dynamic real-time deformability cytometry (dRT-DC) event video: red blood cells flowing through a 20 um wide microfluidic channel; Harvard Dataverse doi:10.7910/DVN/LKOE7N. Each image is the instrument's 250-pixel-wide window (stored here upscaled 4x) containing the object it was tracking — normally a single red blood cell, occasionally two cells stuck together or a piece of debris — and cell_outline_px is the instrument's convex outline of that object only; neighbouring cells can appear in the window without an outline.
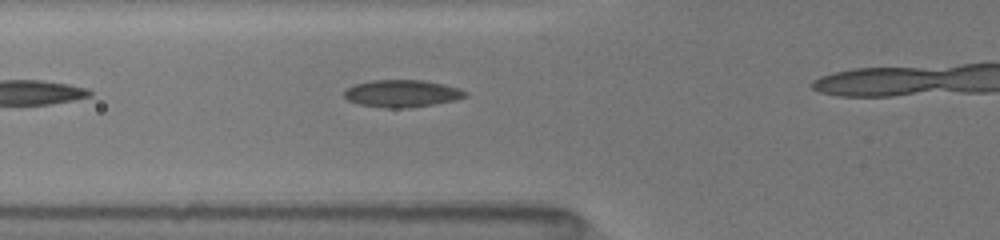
{"species": "common noctule bat (a hibernating species)", "species_latin": "Nyctalus noctula", "temperature_condition": "room temperature", "stored_images_in_passage": 19, "camera_frame_rate_fps": 3000, "um_per_image_px": 0.085, "animal": {"sex": "female", "body_mass_g": 19.5, "forearm_length_mm": 54.1}, "frame": {"image": 1, "passage_image": 2, "time_ms": 0.333, "image_size_px": [1000, 240], "cell_outline_px": [[468, 96], [456, 100], [436, 104], [404, 108], [384, 108], [360, 104], [348, 100], [344, 96], [344, 92], [348, 88], [356, 84], [372, 80], [424, 80], [444, 84], [460, 88], [468, 92]], "centroid_in_image_um": [34.23, 7.95], "position_along_channel_um": 91.6, "area_um2": 19.31}}
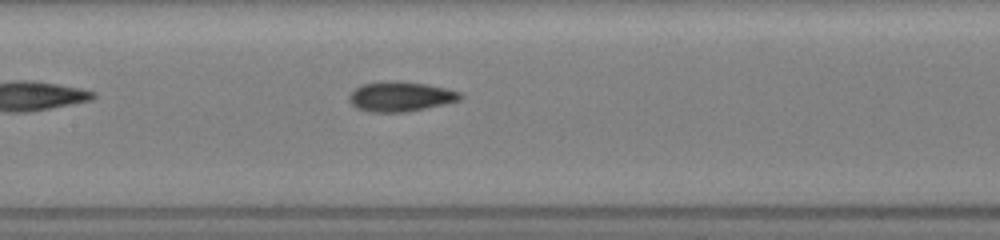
{"frame": {"image": 2, "passage_image": 8, "time_ms": 2.333, "image_size_px": [1000, 240], "cell_outline_px": [[464, 96], [460, 100], [424, 108], [404, 112], [368, 112], [356, 108], [348, 100], [348, 96], [356, 88], [364, 84], [396, 80], [424, 84], [444, 88], [460, 92]], "centroid_in_image_um": [34.02, 8.21], "position_along_channel_um": 173.4, "area_um2": 19.07}}
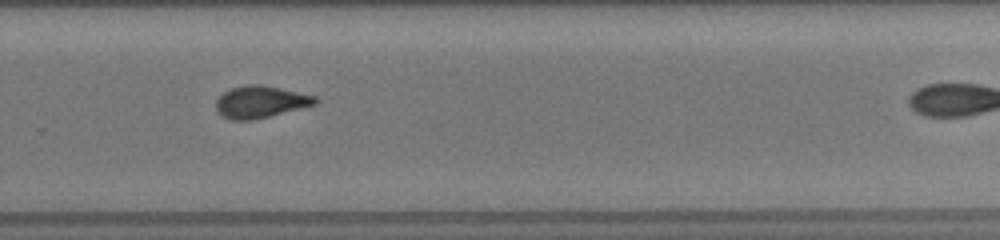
{"frame": {"image": 3, "passage_image": 17, "time_ms": 5.667, "image_size_px": [1000, 240], "cell_outline_px": [[320, 100], [316, 104], [252, 120], [232, 120], [224, 116], [216, 108], [216, 100], [224, 92], [232, 88], [244, 84], [260, 84], [280, 88], [316, 96]], "centroid_in_image_um": [22.15, 8.64], "position_along_channel_um": 307.6, "area_um2": 18.26}}